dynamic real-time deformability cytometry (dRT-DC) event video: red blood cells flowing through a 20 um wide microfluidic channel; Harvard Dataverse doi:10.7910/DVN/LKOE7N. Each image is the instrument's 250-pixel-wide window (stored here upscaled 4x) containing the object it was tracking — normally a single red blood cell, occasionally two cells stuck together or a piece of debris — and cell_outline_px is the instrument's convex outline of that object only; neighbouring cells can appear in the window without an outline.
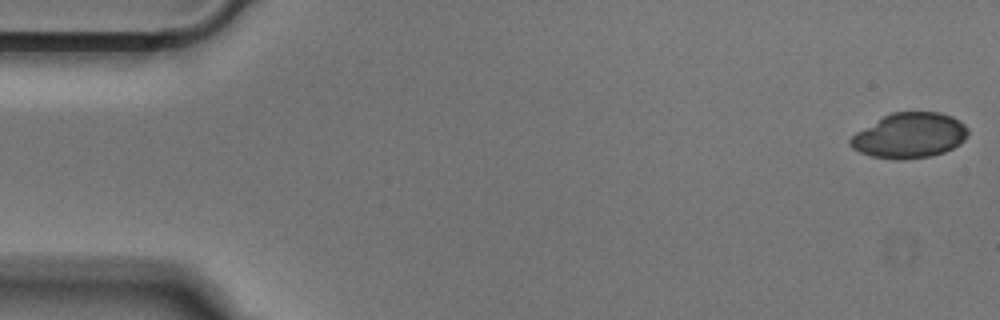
{"species": "Egyptian fruit bat (a non-hibernating species)", "species_latin": "Rousettus aegyptiacus", "temperature_condition": "cold", "stored_images_in_passage": 48, "camera_frame_rate_fps": 3000, "um_per_image_px": 0.085, "animal": {"sex": "male"}, "frame": {"image": 1, "passage_image": 1, "time_ms": 0.0, "image_size_px": [1000, 320], "cell_outline_px": [[968, 132], [964, 140], [960, 144], [944, 152], [932, 156], [872, 156], [860, 152], [852, 148], [848, 144], [848, 140], [856, 132], [884, 116], [892, 112], [940, 112], [952, 116], [960, 120], [968, 128]], "centroid_in_image_um": [77.34, 11.46], "position_along_channel_um": 7.7, "area_um2": 30.11}}
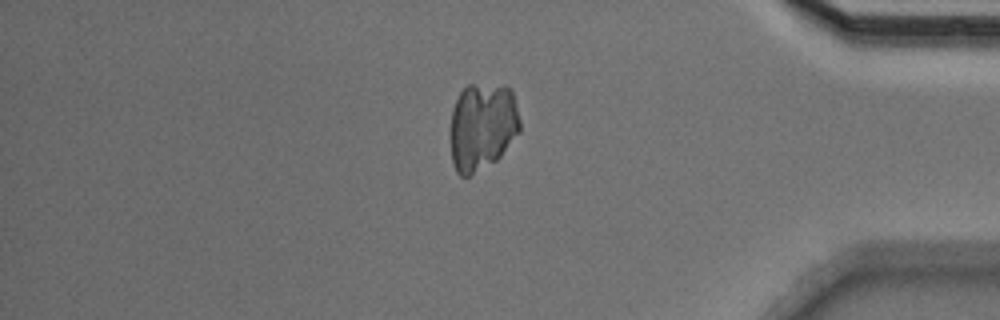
{"frame": {"image": 2, "passage_image": 43, "time_ms": 14.0, "image_size_px": [1000, 320], "cell_outline_px": [[520, 132], [500, 156], [496, 160], [468, 176], [460, 176], [456, 172], [452, 160], [448, 132], [452, 108], [460, 92], [468, 84], [504, 84], [512, 88], [520, 120]], "centroid_in_image_um": [40.97, 10.72], "position_along_channel_um": 394.2, "area_um2": 36.41}}